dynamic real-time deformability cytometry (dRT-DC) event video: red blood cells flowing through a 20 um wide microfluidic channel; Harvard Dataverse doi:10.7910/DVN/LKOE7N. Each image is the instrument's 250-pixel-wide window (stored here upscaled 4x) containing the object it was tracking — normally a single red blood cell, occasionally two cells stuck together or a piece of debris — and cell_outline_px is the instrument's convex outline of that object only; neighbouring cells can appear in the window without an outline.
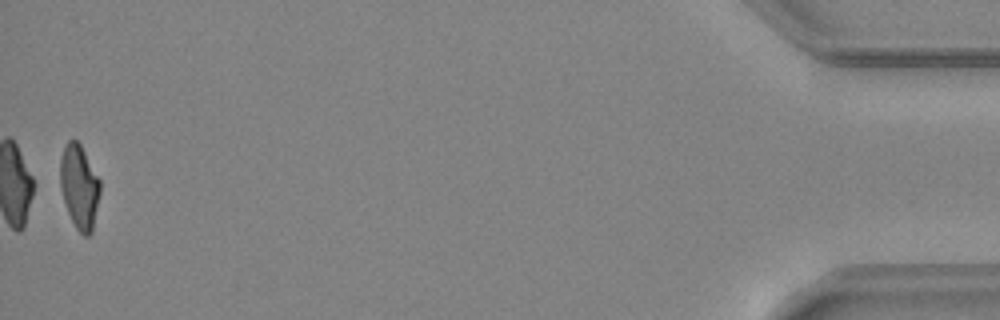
{"species": "common noctule bat (a hibernating species)", "species_latin": "Nyctalus noctula", "temperature_condition": "warm", "stored_images_in_passage": 45, "camera_frame_rate_fps": 3000, "um_per_image_px": 0.085, "animal": {"sex": "female", "body_mass_g": 24.6, "forearm_length_mm": 56.2}, "frame": {"image": 1, "passage_image": 45, "time_ms": 14.667, "image_size_px": [1000, 320], "cell_outline_px": [[100, 192], [92, 232], [88, 236], [84, 236], [76, 228], [68, 212], [60, 188], [60, 160], [64, 148], [68, 140], [76, 140], [80, 144], [100, 180]], "centroid_in_image_um": [6.74, 15.88], "position_along_channel_um": 428.5, "area_um2": 19.31}, "authors_computed_cell_mechanics": {"area_um2": 21.2126, "velocity_mm_per_s": 4.2377, "shape_relaxation_time_tau1_ms": 8.9392, "shape_relaxation_time_tau2_ms": 3.1768, "deformation_change_tau1": 0.2417, "deformation_change_tau2": 0.1064}}